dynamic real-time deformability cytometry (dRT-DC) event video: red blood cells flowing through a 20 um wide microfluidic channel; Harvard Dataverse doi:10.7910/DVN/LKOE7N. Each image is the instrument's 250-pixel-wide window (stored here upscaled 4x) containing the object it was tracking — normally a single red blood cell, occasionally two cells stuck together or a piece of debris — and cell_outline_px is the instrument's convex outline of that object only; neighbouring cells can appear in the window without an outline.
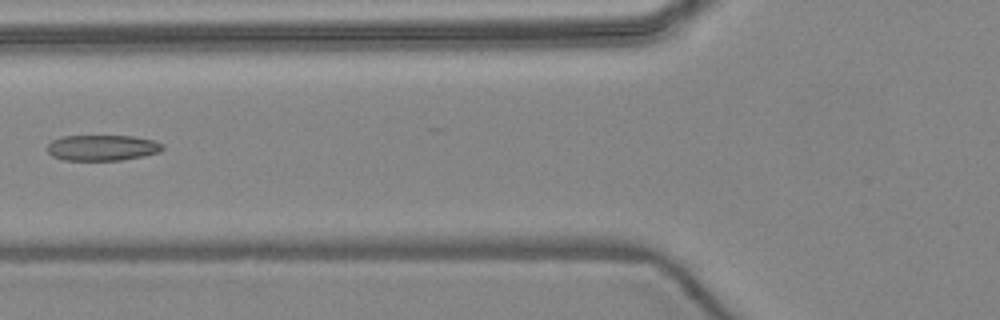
{"species": "common noctule bat (a hibernating species)", "species_latin": "Nyctalus noctula", "temperature_condition": "warm", "stored_images_in_passage": 6, "camera_frame_rate_fps": 3000, "um_per_image_px": 0.085, "animal": {"sex": "female", "body_mass_g": 24.6, "forearm_length_mm": 56.2}, "frame": {"image": 1, "passage_image": 6, "time_ms": 6.0, "image_size_px": [1000, 320], "cell_outline_px": [[164, 148], [160, 152], [144, 156], [120, 160], [64, 160], [52, 156], [48, 152], [48, 144], [52, 140], [64, 136], [132, 136], [152, 140], [164, 144]], "centroid_in_image_um": [8.71, 12.56], "position_along_channel_um": 117.1, "area_um2": 17.28}}